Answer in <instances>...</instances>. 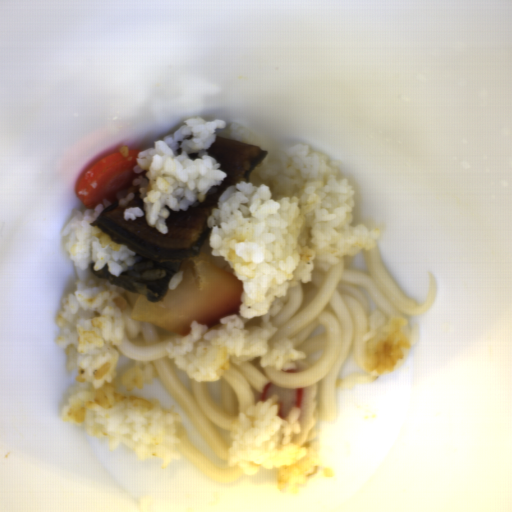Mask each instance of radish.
Segmentation results:
<instances>
[{
  "label": "radish",
  "mask_w": 512,
  "mask_h": 512,
  "mask_svg": "<svg viewBox=\"0 0 512 512\" xmlns=\"http://www.w3.org/2000/svg\"><path fill=\"white\" fill-rule=\"evenodd\" d=\"M141 149H131L128 155L114 152L97 163L79 180L77 198L85 208L109 201L117 202L120 191L129 190L138 174L134 170Z\"/></svg>",
  "instance_id": "1"
}]
</instances>
